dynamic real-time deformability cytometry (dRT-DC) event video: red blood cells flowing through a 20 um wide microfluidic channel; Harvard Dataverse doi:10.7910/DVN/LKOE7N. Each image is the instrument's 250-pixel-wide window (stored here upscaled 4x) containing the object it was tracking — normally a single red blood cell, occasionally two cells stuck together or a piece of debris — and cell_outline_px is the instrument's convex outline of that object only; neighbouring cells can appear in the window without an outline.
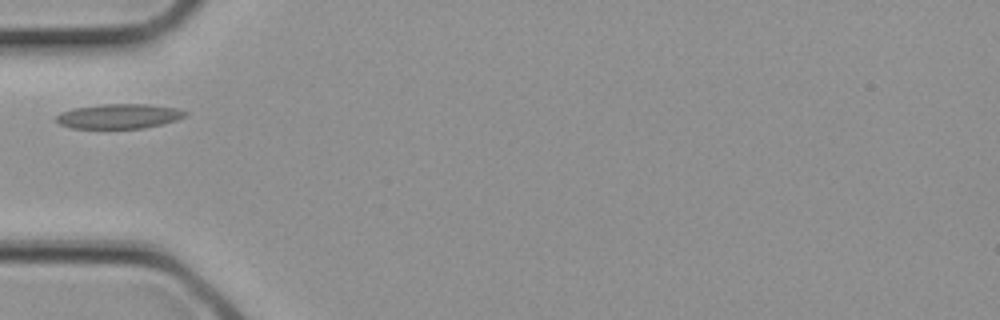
{"species": "common noctule bat (a hibernating species)", "species_latin": "Nyctalus noctula", "temperature_condition": "cold", "stored_images_in_passage": 1, "camera_frame_rate_fps": 3000, "um_per_image_px": 0.085, "animal": {"sex": "female", "body_mass_g": 21.9}, "frame": {"image": 1, "passage_image": 1, "time_ms": 0.0, "image_size_px": [1000, 320], "cell_outline_px": [[188, 112], [184, 116], [176, 120], [164, 124], [144, 128], [72, 128], [60, 124], [56, 120], [56, 116], [60, 112], [72, 108], [100, 104], [144, 104], [176, 108]], "centroid_in_image_um": [10.09, 9.88], "position_along_channel_um": 74.9, "area_um2": 18.55}}